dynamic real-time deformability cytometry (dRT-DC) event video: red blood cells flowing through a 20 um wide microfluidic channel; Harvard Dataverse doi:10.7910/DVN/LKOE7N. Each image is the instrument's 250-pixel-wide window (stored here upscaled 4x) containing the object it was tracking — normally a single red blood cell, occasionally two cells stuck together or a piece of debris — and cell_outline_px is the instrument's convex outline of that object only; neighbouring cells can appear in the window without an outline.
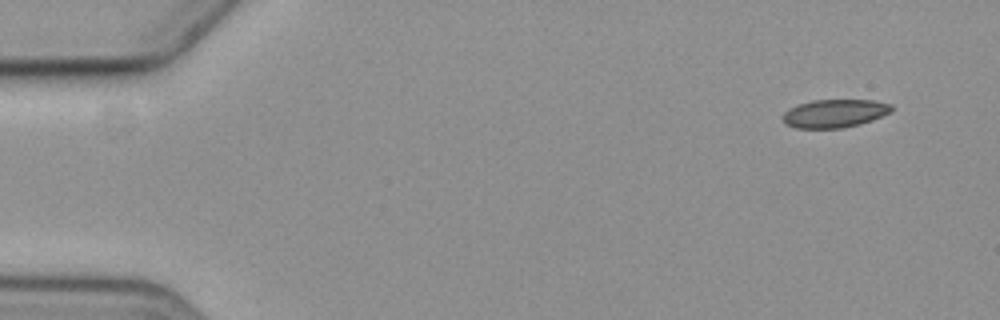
{"species": "common noctule bat (a hibernating species)", "species_latin": "Nyctalus noctula", "temperature_condition": "cold", "stored_images_in_passage": 5, "camera_frame_rate_fps": 3000, "um_per_image_px": 0.085, "animal": {"sex": "female", "body_mass_g": 19.3, "forearm_length_mm": 54.1}, "frame": {"image": 1, "passage_image": 1, "time_ms": 0.0, "image_size_px": [1000, 320], "cell_outline_px": [[892, 112], [872, 120], [860, 124], [840, 128], [796, 128], [784, 124], [780, 116], [788, 108], [796, 104], [812, 100], [872, 100], [892, 104]], "centroid_in_image_um": [70.89, 9.64], "position_along_channel_um": 14.1, "area_um2": 18.15}}
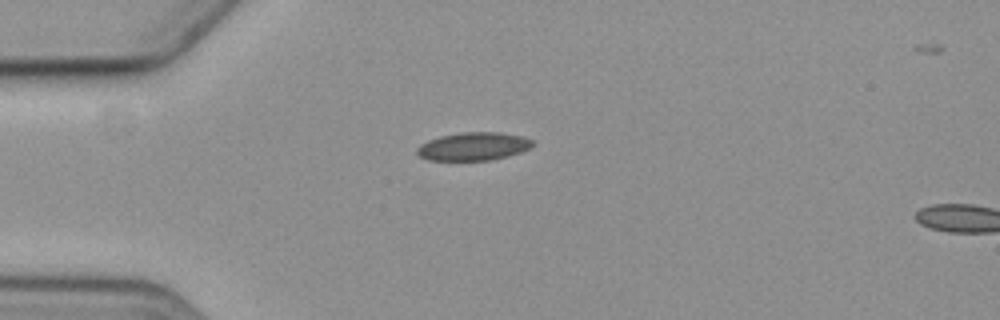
{"frame": {"image": 2, "passage_image": 4, "time_ms": 3.667, "image_size_px": [1000, 320], "cell_outline_px": [[536, 144], [520, 152], [508, 156], [492, 160], [428, 160], [420, 156], [416, 152], [416, 148], [420, 144], [428, 140], [440, 136], [460, 132], [500, 132], [524, 136], [532, 140]], "centroid_in_image_um": [40.25, 12.43], "position_along_channel_um": 44.8, "area_um2": 19.07}}